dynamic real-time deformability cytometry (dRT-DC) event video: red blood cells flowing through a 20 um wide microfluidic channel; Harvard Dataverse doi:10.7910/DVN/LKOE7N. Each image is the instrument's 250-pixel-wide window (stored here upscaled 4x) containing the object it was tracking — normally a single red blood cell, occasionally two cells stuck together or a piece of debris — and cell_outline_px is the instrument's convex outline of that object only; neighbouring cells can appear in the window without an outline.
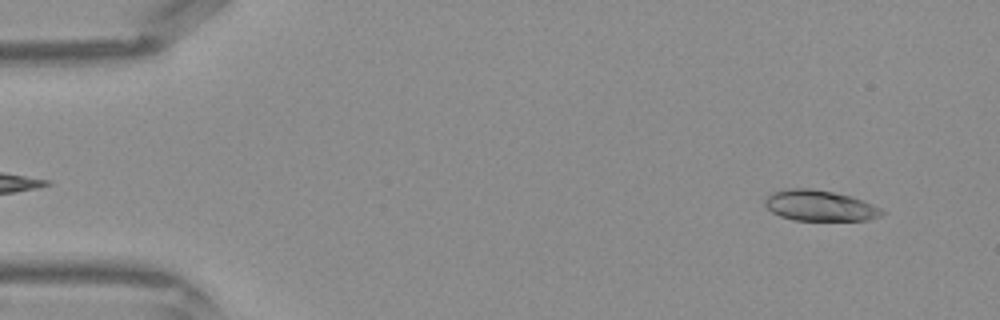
{"species": "Egyptian fruit bat (a non-hibernating species)", "species_latin": "Rousettus aegyptiacus", "temperature_condition": "warm", "stored_images_in_passage": 42, "camera_frame_rate_fps": 3000, "um_per_image_px": 0.085, "frame": {"image": 1, "passage_image": 3, "time_ms": 0.667, "image_size_px": [1000, 320], "cell_outline_px": [[884, 212], [880, 216], [868, 220], [792, 220], [780, 216], [772, 212], [764, 204], [764, 200], [772, 192], [784, 188], [808, 188], [832, 192], [848, 196], [872, 204], [880, 208]], "centroid_in_image_um": [69.62, 17.48], "position_along_channel_um": 15.4, "area_um2": 20.75}}
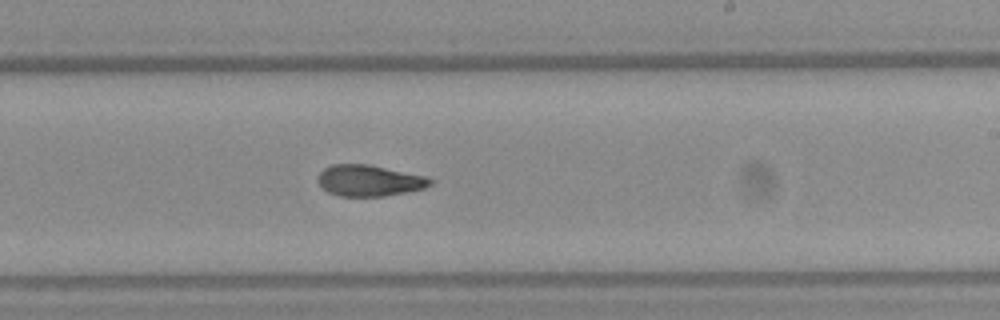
{"frame": {"image": 2, "passage_image": 25, "time_ms": 8.0, "image_size_px": [1000, 320], "cell_outline_px": [[432, 184], [424, 188], [408, 192], [384, 196], [340, 196], [328, 192], [316, 180], [316, 176], [324, 168], [332, 164], [368, 164], [428, 176], [432, 180]], "centroid_in_image_um": [31.39, 15.34], "position_along_channel_um": 257.6, "area_um2": 20.58}}
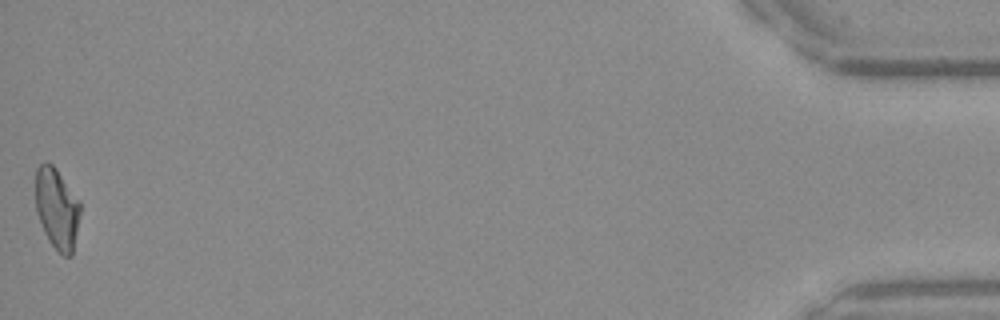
{"frame": {"image": 3, "passage_image": 42, "time_ms": 13.667, "image_size_px": [1000, 320], "cell_outline_px": [[80, 212], [72, 256], [64, 256], [48, 240], [44, 232], [36, 212], [36, 168], [44, 160], [52, 164], [56, 168], [80, 200]], "centroid_in_image_um": [4.83, 17.69], "position_along_channel_um": 430.4, "area_um2": 21.1}}